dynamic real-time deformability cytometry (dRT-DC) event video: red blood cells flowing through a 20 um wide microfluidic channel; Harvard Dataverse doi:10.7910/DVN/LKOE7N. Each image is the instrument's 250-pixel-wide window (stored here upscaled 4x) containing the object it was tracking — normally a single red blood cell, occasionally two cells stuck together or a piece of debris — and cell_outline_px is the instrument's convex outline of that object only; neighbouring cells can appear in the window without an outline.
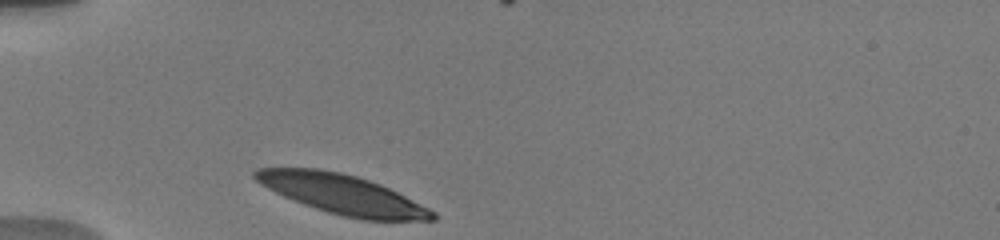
{"species": "human", "species_latin": "Homo sapiens", "temperature_condition": "warm", "stored_images_in_passage": 35, "camera_frame_rate_fps": 3000, "um_per_image_px": 0.085, "donor": {"sex": "male"}, "frame": {"image": 1, "passage_image": 1, "time_ms": 0.0, "image_size_px": [1000, 240], "cell_outline_px": [[436, 220], [360, 220], [328, 212], [304, 204], [284, 196], [260, 184], [252, 176], [252, 172], [260, 168], [316, 168], [340, 172], [356, 176], [380, 184], [436, 212]], "centroid_in_image_um": [29.08, 16.51], "position_along_channel_um": 55.9, "area_um2": 40.34}}
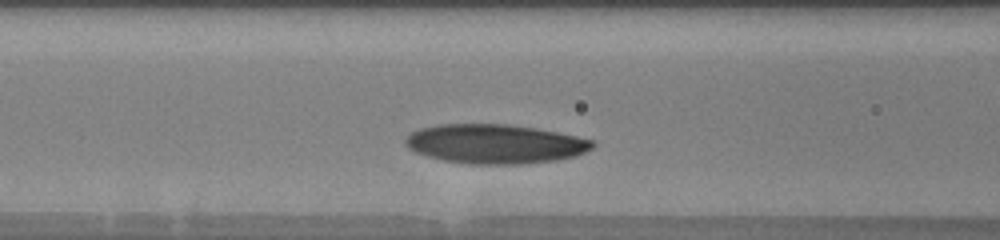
{"frame": {"image": 2, "passage_image": 9, "time_ms": 2.333, "image_size_px": [1000, 240], "cell_outline_px": [[596, 144], [592, 148], [576, 156], [556, 160], [520, 164], [468, 164], [444, 160], [428, 156], [416, 152], [408, 148], [404, 144], [404, 140], [412, 132], [420, 128], [440, 124], [504, 124], [532, 128], [556, 132], [596, 140]], "centroid_in_image_um": [42.08, 12.23], "position_along_channel_um": 124.5, "area_um2": 42.71}}
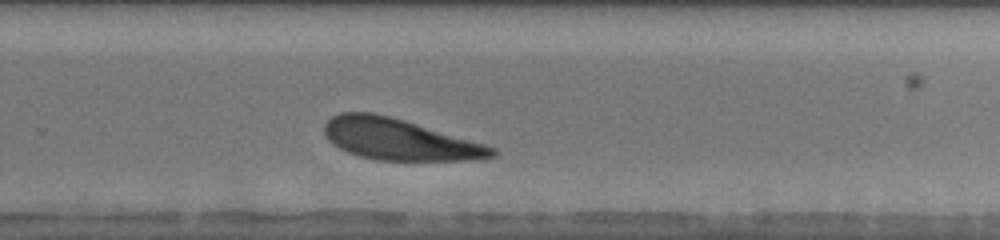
{"frame": {"image": 3, "passage_image": 24, "time_ms": 7.0, "image_size_px": [1000, 240], "cell_outline_px": [[496, 156], [468, 160], [376, 160], [360, 156], [348, 152], [332, 144], [324, 136], [324, 124], [332, 116], [340, 112], [372, 112], [404, 120], [484, 144], [496, 148]], "centroid_in_image_um": [33.88, 11.85], "position_along_channel_um": 295.9, "area_um2": 39.94}, "authors_computed_cell_mechanics": {"area_um2": 42.194, "velocity_mm_per_s": 3.6814, "shape_relaxation_time_tau1_ms": 1.2256, "shape_relaxation_time_tau2_ms": null, "deformation_change_tau1": 0.0798, "deformation_change_tau2": null}}